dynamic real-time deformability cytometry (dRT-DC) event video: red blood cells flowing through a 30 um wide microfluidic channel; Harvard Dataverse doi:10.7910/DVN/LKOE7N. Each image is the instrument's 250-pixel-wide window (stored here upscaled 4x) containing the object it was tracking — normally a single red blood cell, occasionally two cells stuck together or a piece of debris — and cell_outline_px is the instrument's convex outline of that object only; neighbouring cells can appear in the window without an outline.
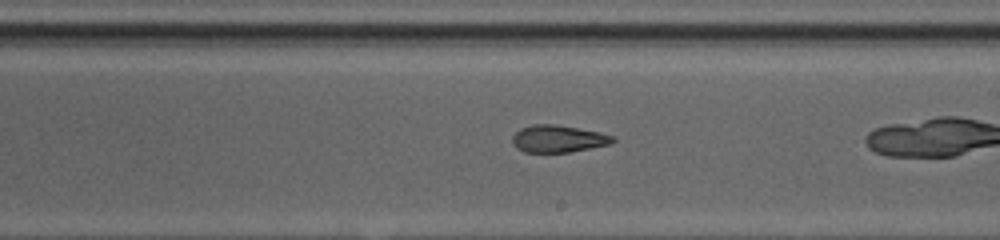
{"species": "common noctule bat (a hibernating species)", "species_latin": "Nyctalus noctula", "temperature_condition": "cold", "stored_images_in_passage": 36, "camera_frame_rate_fps": 3000, "um_per_image_px": 0.085, "animal": {"sex": "female", "body_mass_g": 20.0, "forearm_length_mm": 54.0}, "frame": {"image": 1, "passage_image": 26, "time_ms": 8.333, "image_size_px": [1000, 240], "cell_outline_px": [[616, 140], [612, 144], [568, 152], [524, 152], [516, 148], [512, 144], [512, 136], [520, 128], [532, 124], [556, 124], [600, 132], [616, 136]], "centroid_in_image_um": [47.45, 11.79], "position_along_channel_um": 241.5, "area_um2": 16.13}}